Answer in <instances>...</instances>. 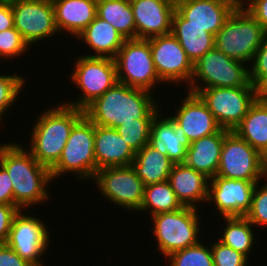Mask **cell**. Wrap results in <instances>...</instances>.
Masks as SVG:
<instances>
[{
    "label": "cell",
    "instance_id": "6da1fadb",
    "mask_svg": "<svg viewBox=\"0 0 267 266\" xmlns=\"http://www.w3.org/2000/svg\"><path fill=\"white\" fill-rule=\"evenodd\" d=\"M152 93L117 82L90 103L84 109V114L94 125L109 128H116L134 119L153 120L162 107Z\"/></svg>",
    "mask_w": 267,
    "mask_h": 266
},
{
    "label": "cell",
    "instance_id": "7a4b0ae2",
    "mask_svg": "<svg viewBox=\"0 0 267 266\" xmlns=\"http://www.w3.org/2000/svg\"><path fill=\"white\" fill-rule=\"evenodd\" d=\"M27 149L14 142L0 144V164L11 178L13 205L19 210L50 200L47 186L53 183L50 170L41 165Z\"/></svg>",
    "mask_w": 267,
    "mask_h": 266
},
{
    "label": "cell",
    "instance_id": "3957f363",
    "mask_svg": "<svg viewBox=\"0 0 267 266\" xmlns=\"http://www.w3.org/2000/svg\"><path fill=\"white\" fill-rule=\"evenodd\" d=\"M84 110L66 105L48 108L33 123L30 153L49 170L58 162L73 126L84 116Z\"/></svg>",
    "mask_w": 267,
    "mask_h": 266
},
{
    "label": "cell",
    "instance_id": "277c9868",
    "mask_svg": "<svg viewBox=\"0 0 267 266\" xmlns=\"http://www.w3.org/2000/svg\"><path fill=\"white\" fill-rule=\"evenodd\" d=\"M265 32L246 10H233L216 33L214 47L228 57L245 64L252 62Z\"/></svg>",
    "mask_w": 267,
    "mask_h": 266
},
{
    "label": "cell",
    "instance_id": "5b68a950",
    "mask_svg": "<svg viewBox=\"0 0 267 266\" xmlns=\"http://www.w3.org/2000/svg\"><path fill=\"white\" fill-rule=\"evenodd\" d=\"M94 135L95 125L84 115L73 126L58 162L50 169L52 181L67 172L79 180L93 179L97 172Z\"/></svg>",
    "mask_w": 267,
    "mask_h": 266
},
{
    "label": "cell",
    "instance_id": "8992f818",
    "mask_svg": "<svg viewBox=\"0 0 267 266\" xmlns=\"http://www.w3.org/2000/svg\"><path fill=\"white\" fill-rule=\"evenodd\" d=\"M247 67V64L228 57L214 47L194 63L188 91L197 93L200 89L214 87L254 86Z\"/></svg>",
    "mask_w": 267,
    "mask_h": 266
},
{
    "label": "cell",
    "instance_id": "52a82bcc",
    "mask_svg": "<svg viewBox=\"0 0 267 266\" xmlns=\"http://www.w3.org/2000/svg\"><path fill=\"white\" fill-rule=\"evenodd\" d=\"M198 208L186 207L166 213L152 215L153 235L157 250L164 257L171 253L198 244L200 224ZM200 233V234H199Z\"/></svg>",
    "mask_w": 267,
    "mask_h": 266
},
{
    "label": "cell",
    "instance_id": "ba28073f",
    "mask_svg": "<svg viewBox=\"0 0 267 266\" xmlns=\"http://www.w3.org/2000/svg\"><path fill=\"white\" fill-rule=\"evenodd\" d=\"M77 58L70 79L82 93L75 101L63 103L84 110L118 82L117 68L113 58L83 55Z\"/></svg>",
    "mask_w": 267,
    "mask_h": 266
},
{
    "label": "cell",
    "instance_id": "9c48e42d",
    "mask_svg": "<svg viewBox=\"0 0 267 266\" xmlns=\"http://www.w3.org/2000/svg\"><path fill=\"white\" fill-rule=\"evenodd\" d=\"M114 60L120 83L150 92L157 82L162 83L152 59L150 39L125 40Z\"/></svg>",
    "mask_w": 267,
    "mask_h": 266
},
{
    "label": "cell",
    "instance_id": "30bf717a",
    "mask_svg": "<svg viewBox=\"0 0 267 266\" xmlns=\"http://www.w3.org/2000/svg\"><path fill=\"white\" fill-rule=\"evenodd\" d=\"M197 94L207 105L222 129L233 131L247 115L249 107L260 96L255 86L214 87Z\"/></svg>",
    "mask_w": 267,
    "mask_h": 266
},
{
    "label": "cell",
    "instance_id": "8fae6325",
    "mask_svg": "<svg viewBox=\"0 0 267 266\" xmlns=\"http://www.w3.org/2000/svg\"><path fill=\"white\" fill-rule=\"evenodd\" d=\"M216 176L262 181L266 178V158L234 131H229L224 136Z\"/></svg>",
    "mask_w": 267,
    "mask_h": 266
},
{
    "label": "cell",
    "instance_id": "7c38bea8",
    "mask_svg": "<svg viewBox=\"0 0 267 266\" xmlns=\"http://www.w3.org/2000/svg\"><path fill=\"white\" fill-rule=\"evenodd\" d=\"M92 180L102 196L115 206L135 213L140 210L145 185L132 165L99 169Z\"/></svg>",
    "mask_w": 267,
    "mask_h": 266
},
{
    "label": "cell",
    "instance_id": "4fadbf2b",
    "mask_svg": "<svg viewBox=\"0 0 267 266\" xmlns=\"http://www.w3.org/2000/svg\"><path fill=\"white\" fill-rule=\"evenodd\" d=\"M23 211L19 210L13 217L6 244L32 266H44L41 256L48 251L50 231L43 220Z\"/></svg>",
    "mask_w": 267,
    "mask_h": 266
},
{
    "label": "cell",
    "instance_id": "5bb4252c",
    "mask_svg": "<svg viewBox=\"0 0 267 266\" xmlns=\"http://www.w3.org/2000/svg\"><path fill=\"white\" fill-rule=\"evenodd\" d=\"M11 9L14 27L29 46L58 32L52 0H11Z\"/></svg>",
    "mask_w": 267,
    "mask_h": 266
},
{
    "label": "cell",
    "instance_id": "9a60e30c",
    "mask_svg": "<svg viewBox=\"0 0 267 266\" xmlns=\"http://www.w3.org/2000/svg\"><path fill=\"white\" fill-rule=\"evenodd\" d=\"M150 50L156 72L162 82L190 84L194 64L171 33L150 38Z\"/></svg>",
    "mask_w": 267,
    "mask_h": 266
},
{
    "label": "cell",
    "instance_id": "2e32d148",
    "mask_svg": "<svg viewBox=\"0 0 267 266\" xmlns=\"http://www.w3.org/2000/svg\"><path fill=\"white\" fill-rule=\"evenodd\" d=\"M257 182L215 176L209 179L206 204L214 203L219 217L245 216L251 208Z\"/></svg>",
    "mask_w": 267,
    "mask_h": 266
},
{
    "label": "cell",
    "instance_id": "e0dca14e",
    "mask_svg": "<svg viewBox=\"0 0 267 266\" xmlns=\"http://www.w3.org/2000/svg\"><path fill=\"white\" fill-rule=\"evenodd\" d=\"M136 39H150L171 33L175 2L172 0H130Z\"/></svg>",
    "mask_w": 267,
    "mask_h": 266
},
{
    "label": "cell",
    "instance_id": "ac0fdd59",
    "mask_svg": "<svg viewBox=\"0 0 267 266\" xmlns=\"http://www.w3.org/2000/svg\"><path fill=\"white\" fill-rule=\"evenodd\" d=\"M186 95L170 117L182 127L190 142L218 133L222 128L199 95L190 91Z\"/></svg>",
    "mask_w": 267,
    "mask_h": 266
},
{
    "label": "cell",
    "instance_id": "d6986e66",
    "mask_svg": "<svg viewBox=\"0 0 267 266\" xmlns=\"http://www.w3.org/2000/svg\"><path fill=\"white\" fill-rule=\"evenodd\" d=\"M135 154L115 128L95 125L94 155L97 171L108 167L131 166Z\"/></svg>",
    "mask_w": 267,
    "mask_h": 266
},
{
    "label": "cell",
    "instance_id": "ffe728a7",
    "mask_svg": "<svg viewBox=\"0 0 267 266\" xmlns=\"http://www.w3.org/2000/svg\"><path fill=\"white\" fill-rule=\"evenodd\" d=\"M152 121L149 144L162 154H166L174 163H184L190 140L184 130L171 117L160 115Z\"/></svg>",
    "mask_w": 267,
    "mask_h": 266
},
{
    "label": "cell",
    "instance_id": "44dd1931",
    "mask_svg": "<svg viewBox=\"0 0 267 266\" xmlns=\"http://www.w3.org/2000/svg\"><path fill=\"white\" fill-rule=\"evenodd\" d=\"M175 9L187 20V24L202 27L214 36L233 11L216 0H178Z\"/></svg>",
    "mask_w": 267,
    "mask_h": 266
},
{
    "label": "cell",
    "instance_id": "7402d4cb",
    "mask_svg": "<svg viewBox=\"0 0 267 266\" xmlns=\"http://www.w3.org/2000/svg\"><path fill=\"white\" fill-rule=\"evenodd\" d=\"M168 182L183 206L197 208L207 202L209 178L185 163H174Z\"/></svg>",
    "mask_w": 267,
    "mask_h": 266
},
{
    "label": "cell",
    "instance_id": "603a6c76",
    "mask_svg": "<svg viewBox=\"0 0 267 266\" xmlns=\"http://www.w3.org/2000/svg\"><path fill=\"white\" fill-rule=\"evenodd\" d=\"M55 25L77 37L97 16V0H52Z\"/></svg>",
    "mask_w": 267,
    "mask_h": 266
},
{
    "label": "cell",
    "instance_id": "cb8c5ba5",
    "mask_svg": "<svg viewBox=\"0 0 267 266\" xmlns=\"http://www.w3.org/2000/svg\"><path fill=\"white\" fill-rule=\"evenodd\" d=\"M229 131L221 129L218 133L191 142L187 148L185 164L211 179L216 176L224 136Z\"/></svg>",
    "mask_w": 267,
    "mask_h": 266
},
{
    "label": "cell",
    "instance_id": "d4e9b609",
    "mask_svg": "<svg viewBox=\"0 0 267 266\" xmlns=\"http://www.w3.org/2000/svg\"><path fill=\"white\" fill-rule=\"evenodd\" d=\"M92 49V54H85L87 57H109L115 58L118 51L126 40L107 21L96 16V18L76 37Z\"/></svg>",
    "mask_w": 267,
    "mask_h": 266
},
{
    "label": "cell",
    "instance_id": "484cf974",
    "mask_svg": "<svg viewBox=\"0 0 267 266\" xmlns=\"http://www.w3.org/2000/svg\"><path fill=\"white\" fill-rule=\"evenodd\" d=\"M171 34L193 64L214 48L215 36L202 27L187 24V20L176 9L172 16Z\"/></svg>",
    "mask_w": 267,
    "mask_h": 266
},
{
    "label": "cell",
    "instance_id": "4316f807",
    "mask_svg": "<svg viewBox=\"0 0 267 266\" xmlns=\"http://www.w3.org/2000/svg\"><path fill=\"white\" fill-rule=\"evenodd\" d=\"M233 131L267 158V99L259 96Z\"/></svg>",
    "mask_w": 267,
    "mask_h": 266
},
{
    "label": "cell",
    "instance_id": "83f0119b",
    "mask_svg": "<svg viewBox=\"0 0 267 266\" xmlns=\"http://www.w3.org/2000/svg\"><path fill=\"white\" fill-rule=\"evenodd\" d=\"M174 162L149 143L135 154L132 167L144 185L168 180Z\"/></svg>",
    "mask_w": 267,
    "mask_h": 266
},
{
    "label": "cell",
    "instance_id": "f1b7e54d",
    "mask_svg": "<svg viewBox=\"0 0 267 266\" xmlns=\"http://www.w3.org/2000/svg\"><path fill=\"white\" fill-rule=\"evenodd\" d=\"M97 16L107 21L126 39H136L130 0H97Z\"/></svg>",
    "mask_w": 267,
    "mask_h": 266
},
{
    "label": "cell",
    "instance_id": "f546056e",
    "mask_svg": "<svg viewBox=\"0 0 267 266\" xmlns=\"http://www.w3.org/2000/svg\"><path fill=\"white\" fill-rule=\"evenodd\" d=\"M226 227H223L222 236H219V241L223 244L240 252L249 259L251 248H253L255 235L252 231L253 224L245 216L223 217Z\"/></svg>",
    "mask_w": 267,
    "mask_h": 266
},
{
    "label": "cell",
    "instance_id": "4dcf8cb0",
    "mask_svg": "<svg viewBox=\"0 0 267 266\" xmlns=\"http://www.w3.org/2000/svg\"><path fill=\"white\" fill-rule=\"evenodd\" d=\"M183 207L171 188L170 183L166 180L145 186L139 213L148 210L150 212L148 214L152 216L159 213L177 211Z\"/></svg>",
    "mask_w": 267,
    "mask_h": 266
},
{
    "label": "cell",
    "instance_id": "1f68e13d",
    "mask_svg": "<svg viewBox=\"0 0 267 266\" xmlns=\"http://www.w3.org/2000/svg\"><path fill=\"white\" fill-rule=\"evenodd\" d=\"M166 259L169 262L167 266H214L211 248L203 245L201 241L171 253Z\"/></svg>",
    "mask_w": 267,
    "mask_h": 266
},
{
    "label": "cell",
    "instance_id": "d6a6232c",
    "mask_svg": "<svg viewBox=\"0 0 267 266\" xmlns=\"http://www.w3.org/2000/svg\"><path fill=\"white\" fill-rule=\"evenodd\" d=\"M152 121L134 119V121L124 122L115 129L127 141V144L137 152L149 143Z\"/></svg>",
    "mask_w": 267,
    "mask_h": 266
},
{
    "label": "cell",
    "instance_id": "836d02e7",
    "mask_svg": "<svg viewBox=\"0 0 267 266\" xmlns=\"http://www.w3.org/2000/svg\"><path fill=\"white\" fill-rule=\"evenodd\" d=\"M0 75V115L4 117L11 106L19 99L21 90L24 89L25 79L21 75Z\"/></svg>",
    "mask_w": 267,
    "mask_h": 266
},
{
    "label": "cell",
    "instance_id": "e575fe53",
    "mask_svg": "<svg viewBox=\"0 0 267 266\" xmlns=\"http://www.w3.org/2000/svg\"><path fill=\"white\" fill-rule=\"evenodd\" d=\"M29 44L21 36L20 32L15 28H10L0 32V58L10 60L16 56H23L29 50Z\"/></svg>",
    "mask_w": 267,
    "mask_h": 266
},
{
    "label": "cell",
    "instance_id": "d590c367",
    "mask_svg": "<svg viewBox=\"0 0 267 266\" xmlns=\"http://www.w3.org/2000/svg\"><path fill=\"white\" fill-rule=\"evenodd\" d=\"M265 180L263 185H260V181L257 182L252 194L251 208L245 215L254 226H267V178H264V182Z\"/></svg>",
    "mask_w": 267,
    "mask_h": 266
},
{
    "label": "cell",
    "instance_id": "8d00e7d4",
    "mask_svg": "<svg viewBox=\"0 0 267 266\" xmlns=\"http://www.w3.org/2000/svg\"><path fill=\"white\" fill-rule=\"evenodd\" d=\"M249 78L259 91L267 84V34L249 64Z\"/></svg>",
    "mask_w": 267,
    "mask_h": 266
},
{
    "label": "cell",
    "instance_id": "74e56055",
    "mask_svg": "<svg viewBox=\"0 0 267 266\" xmlns=\"http://www.w3.org/2000/svg\"><path fill=\"white\" fill-rule=\"evenodd\" d=\"M213 242L210 248L214 266H248L249 259L245 255L235 251L219 240Z\"/></svg>",
    "mask_w": 267,
    "mask_h": 266
},
{
    "label": "cell",
    "instance_id": "f35d334b",
    "mask_svg": "<svg viewBox=\"0 0 267 266\" xmlns=\"http://www.w3.org/2000/svg\"><path fill=\"white\" fill-rule=\"evenodd\" d=\"M18 211L15 205L0 204V243H6L13 217Z\"/></svg>",
    "mask_w": 267,
    "mask_h": 266
},
{
    "label": "cell",
    "instance_id": "ab89813d",
    "mask_svg": "<svg viewBox=\"0 0 267 266\" xmlns=\"http://www.w3.org/2000/svg\"><path fill=\"white\" fill-rule=\"evenodd\" d=\"M246 10L267 34V0H247Z\"/></svg>",
    "mask_w": 267,
    "mask_h": 266
},
{
    "label": "cell",
    "instance_id": "60d3db41",
    "mask_svg": "<svg viewBox=\"0 0 267 266\" xmlns=\"http://www.w3.org/2000/svg\"><path fill=\"white\" fill-rule=\"evenodd\" d=\"M0 204L13 205V184L7 170L0 164Z\"/></svg>",
    "mask_w": 267,
    "mask_h": 266
},
{
    "label": "cell",
    "instance_id": "b9f144b4",
    "mask_svg": "<svg viewBox=\"0 0 267 266\" xmlns=\"http://www.w3.org/2000/svg\"><path fill=\"white\" fill-rule=\"evenodd\" d=\"M0 266H32L6 243H0Z\"/></svg>",
    "mask_w": 267,
    "mask_h": 266
},
{
    "label": "cell",
    "instance_id": "7bdbcfd3",
    "mask_svg": "<svg viewBox=\"0 0 267 266\" xmlns=\"http://www.w3.org/2000/svg\"><path fill=\"white\" fill-rule=\"evenodd\" d=\"M14 27L11 0H0V32Z\"/></svg>",
    "mask_w": 267,
    "mask_h": 266
},
{
    "label": "cell",
    "instance_id": "ee69618b",
    "mask_svg": "<svg viewBox=\"0 0 267 266\" xmlns=\"http://www.w3.org/2000/svg\"><path fill=\"white\" fill-rule=\"evenodd\" d=\"M216 1L227 5L232 10L246 9L245 6L247 5V2H245V0H216Z\"/></svg>",
    "mask_w": 267,
    "mask_h": 266
},
{
    "label": "cell",
    "instance_id": "f6af8a7d",
    "mask_svg": "<svg viewBox=\"0 0 267 266\" xmlns=\"http://www.w3.org/2000/svg\"><path fill=\"white\" fill-rule=\"evenodd\" d=\"M260 97L267 99V84L260 90Z\"/></svg>",
    "mask_w": 267,
    "mask_h": 266
},
{
    "label": "cell",
    "instance_id": "bcb514c9",
    "mask_svg": "<svg viewBox=\"0 0 267 266\" xmlns=\"http://www.w3.org/2000/svg\"><path fill=\"white\" fill-rule=\"evenodd\" d=\"M266 178H267V158H266Z\"/></svg>",
    "mask_w": 267,
    "mask_h": 266
}]
</instances>
